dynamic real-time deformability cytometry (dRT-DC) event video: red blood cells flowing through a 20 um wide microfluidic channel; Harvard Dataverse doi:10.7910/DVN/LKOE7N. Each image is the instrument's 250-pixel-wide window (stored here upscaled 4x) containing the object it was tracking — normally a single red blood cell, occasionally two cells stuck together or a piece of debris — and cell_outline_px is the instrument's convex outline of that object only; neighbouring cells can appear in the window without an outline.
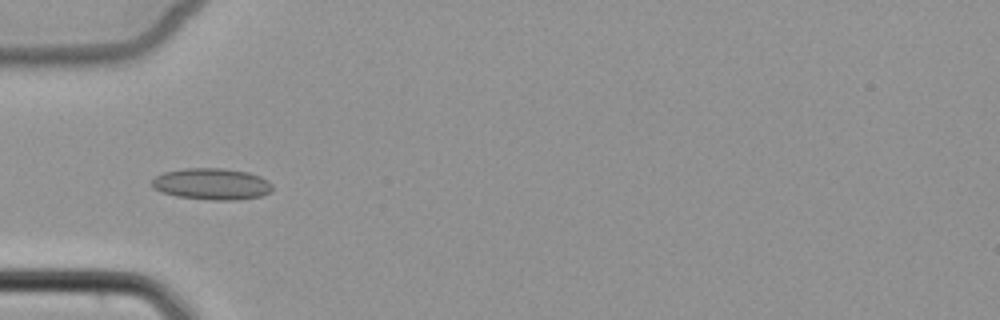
{"species": "common noctule bat (a hibernating species)", "species_latin": "Nyctalus noctula", "temperature_condition": "cold", "stored_images_in_passage": 6, "camera_frame_rate_fps": 3000, "um_per_image_px": 0.085, "animal": {"sex": "female", "body_mass_g": 22.7, "forearm_length_mm": 54.2}, "frame": {"image": 1, "passage_image": 4, "time_ms": 3.667, "image_size_px": [1000, 320], "cell_outline_px": [[272, 188], [268, 192], [260, 196], [236, 200], [212, 200], [176, 196], [160, 192], [152, 188], [152, 180], [156, 176], [164, 172], [184, 168], [224, 168], [248, 172], [260, 176], [268, 180], [272, 184]], "centroid_in_image_um": [17.98, 15.63], "position_along_channel_um": 67.0, "area_um2": 22.2}}
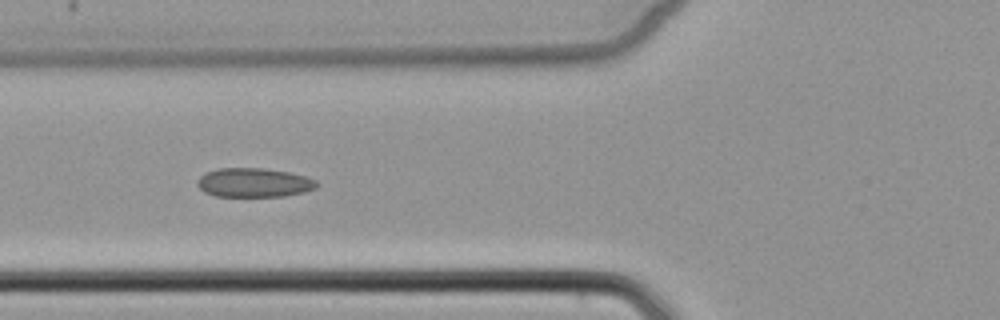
{"frame": {"image": 2, "passage_image": 5, "time_ms": 4.667, "image_size_px": [1000, 320], "cell_outline_px": [[320, 184], [316, 188], [304, 192], [284, 196], [216, 196], [204, 192], [196, 184], [196, 180], [204, 172], [216, 168], [264, 168], [288, 172], [304, 176], [316, 180]], "centroid_in_image_um": [21.56, 15.51], "position_along_channel_um": 104.2, "area_um2": 20.4}}
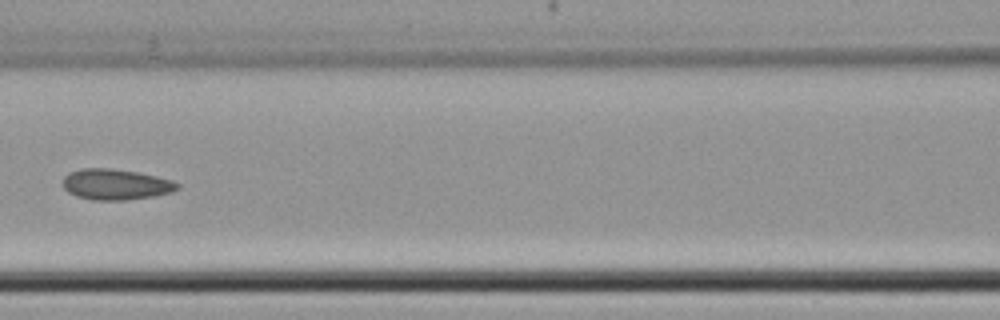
{"frame": {"image": 3, "passage_image": 6, "time_ms": 6.0, "image_size_px": [1000, 320], "cell_outline_px": [[180, 188], [172, 192], [152, 196], [128, 200], [92, 200], [76, 196], [68, 192], [60, 184], [64, 176], [68, 172], [80, 168], [112, 168], [136, 172], [156, 176], [172, 180], [180, 184]], "centroid_in_image_um": [9.8, 15.67], "position_along_channel_um": 156.8, "area_um2": 20.81}}